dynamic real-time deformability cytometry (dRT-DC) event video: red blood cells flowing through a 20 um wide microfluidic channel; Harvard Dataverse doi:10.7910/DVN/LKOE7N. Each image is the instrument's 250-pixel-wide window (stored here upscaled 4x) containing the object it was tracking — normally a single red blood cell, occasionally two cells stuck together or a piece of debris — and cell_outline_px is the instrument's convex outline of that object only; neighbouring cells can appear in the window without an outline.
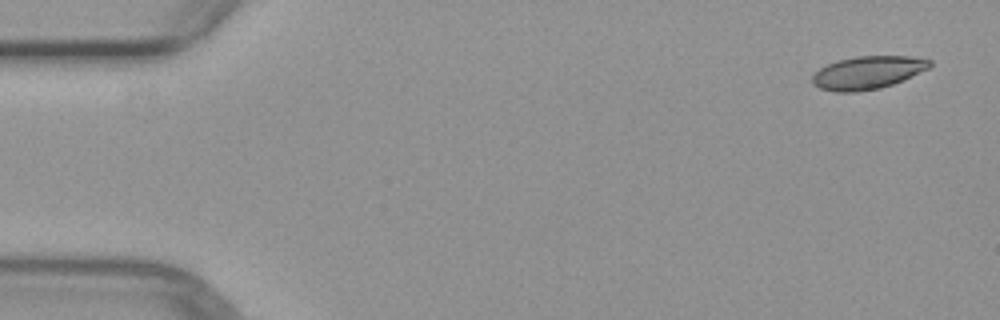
{"species": "common noctule bat (a hibernating species)", "species_latin": "Nyctalus noctula", "temperature_condition": "warm", "stored_images_in_passage": 4, "camera_frame_rate_fps": 3000, "um_per_image_px": 0.085, "animal": {"sex": "female", "body_mass_g": 29.2, "forearm_length_mm": 56.3}, "frame": {"image": 1, "passage_image": 1, "time_ms": 0.0, "image_size_px": [1000, 320], "cell_outline_px": [[932, 64], [928, 68], [892, 84], [880, 88], [856, 92], [836, 92], [820, 88], [812, 84], [812, 76], [820, 68], [836, 60], [856, 56], [908, 56], [932, 60]], "centroid_in_image_um": [73.71, 6.17], "position_along_channel_um": 11.3, "area_um2": 22.37}}
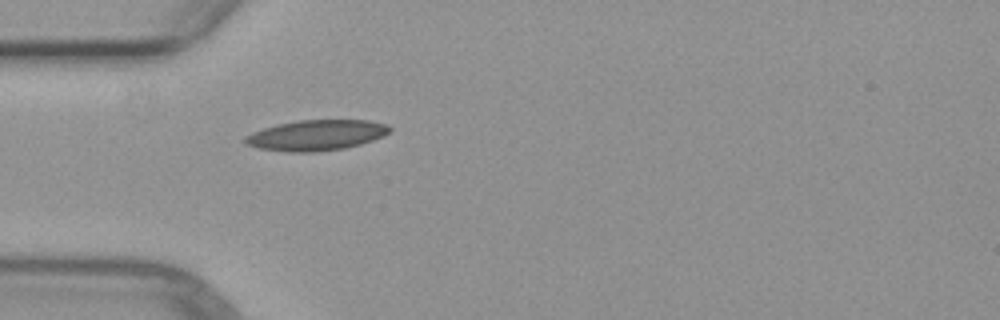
{"frame": {"image": 2, "passage_image": 4, "time_ms": 4.333, "image_size_px": [1000, 320], "cell_outline_px": [[392, 132], [384, 136], [360, 144], [344, 148], [312, 152], [288, 152], [260, 148], [248, 144], [244, 140], [244, 136], [252, 132], [276, 124], [296, 120], [368, 120], [388, 124], [392, 128]], "centroid_in_image_um": [26.93, 11.48], "position_along_channel_um": 58.1, "area_um2": 25.78}}